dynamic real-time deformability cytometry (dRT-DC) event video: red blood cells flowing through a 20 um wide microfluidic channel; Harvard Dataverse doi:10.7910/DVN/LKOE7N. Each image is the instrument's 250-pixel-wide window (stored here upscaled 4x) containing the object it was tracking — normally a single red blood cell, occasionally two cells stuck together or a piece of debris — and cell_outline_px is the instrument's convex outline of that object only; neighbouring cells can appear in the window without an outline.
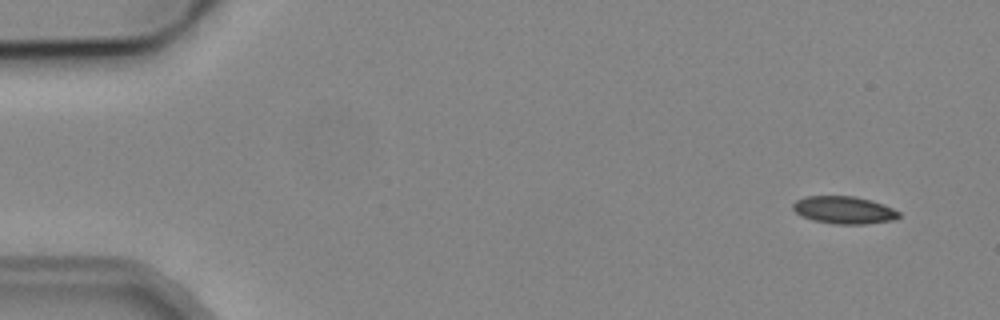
{"species": "common noctule bat (a hibernating species)", "species_latin": "Nyctalus noctula", "temperature_condition": "cold", "stored_images_in_passage": 3, "camera_frame_rate_fps": 3000, "um_per_image_px": 0.085, "animal": {"sex": "male", "body_mass_g": 19.2, "forearm_length_mm": 51.8}, "frame": {"image": 1, "passage_image": 1, "time_ms": 0.0, "image_size_px": [1000, 320], "cell_outline_px": [[900, 216], [896, 220], [864, 224], [832, 224], [812, 220], [796, 212], [792, 208], [792, 204], [796, 200], [804, 196], [852, 196], [872, 200], [884, 204], [900, 212]], "centroid_in_image_um": [71.75, 17.85], "position_along_channel_um": 13.2, "area_um2": 17.11}}
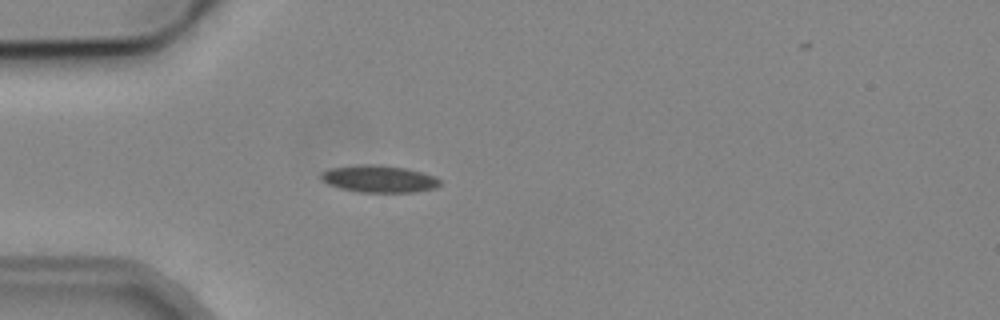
{"frame": {"image": 2, "passage_image": 3, "time_ms": 4.0, "image_size_px": [1000, 320], "cell_outline_px": [[440, 184], [436, 188], [412, 192], [360, 192], [340, 188], [328, 184], [320, 176], [320, 172], [328, 168], [360, 164], [372, 164], [404, 168], [420, 172], [432, 176], [440, 180]], "centroid_in_image_um": [32.16, 15.2], "position_along_channel_um": 52.8, "area_um2": 18.61}}